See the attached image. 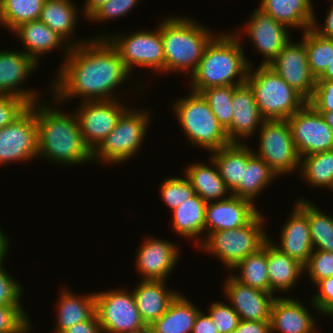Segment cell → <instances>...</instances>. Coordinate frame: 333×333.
<instances>
[{
    "mask_svg": "<svg viewBox=\"0 0 333 333\" xmlns=\"http://www.w3.org/2000/svg\"><path fill=\"white\" fill-rule=\"evenodd\" d=\"M92 38L71 47L64 57L63 65L50 84L56 106L75 96L82 101L113 100L116 98L112 97L114 89L130 81L132 72L110 41Z\"/></svg>",
    "mask_w": 333,
    "mask_h": 333,
    "instance_id": "obj_1",
    "label": "cell"
},
{
    "mask_svg": "<svg viewBox=\"0 0 333 333\" xmlns=\"http://www.w3.org/2000/svg\"><path fill=\"white\" fill-rule=\"evenodd\" d=\"M35 116L40 158L64 165L93 161L92 151L84 143L75 112L64 113L56 106L38 101L35 102Z\"/></svg>",
    "mask_w": 333,
    "mask_h": 333,
    "instance_id": "obj_2",
    "label": "cell"
},
{
    "mask_svg": "<svg viewBox=\"0 0 333 333\" xmlns=\"http://www.w3.org/2000/svg\"><path fill=\"white\" fill-rule=\"evenodd\" d=\"M218 34L207 45L197 69L190 77L191 91L200 93L211 87L238 86L247 80L252 64L247 61L237 31Z\"/></svg>",
    "mask_w": 333,
    "mask_h": 333,
    "instance_id": "obj_3",
    "label": "cell"
},
{
    "mask_svg": "<svg viewBox=\"0 0 333 333\" xmlns=\"http://www.w3.org/2000/svg\"><path fill=\"white\" fill-rule=\"evenodd\" d=\"M188 17L173 16L161 23L165 54V73L197 69L207 45L216 36L208 28Z\"/></svg>",
    "mask_w": 333,
    "mask_h": 333,
    "instance_id": "obj_4",
    "label": "cell"
},
{
    "mask_svg": "<svg viewBox=\"0 0 333 333\" xmlns=\"http://www.w3.org/2000/svg\"><path fill=\"white\" fill-rule=\"evenodd\" d=\"M251 67L246 82L265 120H287L308 102L268 65L260 64L253 71Z\"/></svg>",
    "mask_w": 333,
    "mask_h": 333,
    "instance_id": "obj_5",
    "label": "cell"
},
{
    "mask_svg": "<svg viewBox=\"0 0 333 333\" xmlns=\"http://www.w3.org/2000/svg\"><path fill=\"white\" fill-rule=\"evenodd\" d=\"M173 104L176 120L192 145L214 152L231 144L226 130L201 93L191 91Z\"/></svg>",
    "mask_w": 333,
    "mask_h": 333,
    "instance_id": "obj_6",
    "label": "cell"
},
{
    "mask_svg": "<svg viewBox=\"0 0 333 333\" xmlns=\"http://www.w3.org/2000/svg\"><path fill=\"white\" fill-rule=\"evenodd\" d=\"M264 221V216L259 212L245 226L207 234L202 237L205 239L198 247L218 257L221 263L231 270L240 261L263 247L268 240V234L264 231Z\"/></svg>",
    "mask_w": 333,
    "mask_h": 333,
    "instance_id": "obj_7",
    "label": "cell"
},
{
    "mask_svg": "<svg viewBox=\"0 0 333 333\" xmlns=\"http://www.w3.org/2000/svg\"><path fill=\"white\" fill-rule=\"evenodd\" d=\"M150 115L147 109L134 111L127 107L115 128L92 151L93 161L117 164L133 157L145 141Z\"/></svg>",
    "mask_w": 333,
    "mask_h": 333,
    "instance_id": "obj_8",
    "label": "cell"
},
{
    "mask_svg": "<svg viewBox=\"0 0 333 333\" xmlns=\"http://www.w3.org/2000/svg\"><path fill=\"white\" fill-rule=\"evenodd\" d=\"M108 35V36H107ZM104 36V37H103ZM97 38H107L117 49L120 58L131 72L134 67L143 66L156 72L165 73V54L161 39V23L152 31H136L129 35H100Z\"/></svg>",
    "mask_w": 333,
    "mask_h": 333,
    "instance_id": "obj_9",
    "label": "cell"
},
{
    "mask_svg": "<svg viewBox=\"0 0 333 333\" xmlns=\"http://www.w3.org/2000/svg\"><path fill=\"white\" fill-rule=\"evenodd\" d=\"M259 150L254 152L276 175L300 168V157L295 148L287 120H264L260 126Z\"/></svg>",
    "mask_w": 333,
    "mask_h": 333,
    "instance_id": "obj_10",
    "label": "cell"
},
{
    "mask_svg": "<svg viewBox=\"0 0 333 333\" xmlns=\"http://www.w3.org/2000/svg\"><path fill=\"white\" fill-rule=\"evenodd\" d=\"M129 292L119 288L95 293V311L103 333H124L146 325Z\"/></svg>",
    "mask_w": 333,
    "mask_h": 333,
    "instance_id": "obj_11",
    "label": "cell"
},
{
    "mask_svg": "<svg viewBox=\"0 0 333 333\" xmlns=\"http://www.w3.org/2000/svg\"><path fill=\"white\" fill-rule=\"evenodd\" d=\"M287 121L299 157L333 150V130L309 102Z\"/></svg>",
    "mask_w": 333,
    "mask_h": 333,
    "instance_id": "obj_12",
    "label": "cell"
},
{
    "mask_svg": "<svg viewBox=\"0 0 333 333\" xmlns=\"http://www.w3.org/2000/svg\"><path fill=\"white\" fill-rule=\"evenodd\" d=\"M38 156L35 103L9 125L0 128V165Z\"/></svg>",
    "mask_w": 333,
    "mask_h": 333,
    "instance_id": "obj_13",
    "label": "cell"
},
{
    "mask_svg": "<svg viewBox=\"0 0 333 333\" xmlns=\"http://www.w3.org/2000/svg\"><path fill=\"white\" fill-rule=\"evenodd\" d=\"M76 112L84 143L93 151L115 128L127 109L125 104L113 100L81 101Z\"/></svg>",
    "mask_w": 333,
    "mask_h": 333,
    "instance_id": "obj_14",
    "label": "cell"
},
{
    "mask_svg": "<svg viewBox=\"0 0 333 333\" xmlns=\"http://www.w3.org/2000/svg\"><path fill=\"white\" fill-rule=\"evenodd\" d=\"M268 66L307 101L312 98L317 80L310 71L302 40L295 43L290 40Z\"/></svg>",
    "mask_w": 333,
    "mask_h": 333,
    "instance_id": "obj_15",
    "label": "cell"
},
{
    "mask_svg": "<svg viewBox=\"0 0 333 333\" xmlns=\"http://www.w3.org/2000/svg\"><path fill=\"white\" fill-rule=\"evenodd\" d=\"M244 28L256 52L264 56L261 65H268L290 41L288 27L259 8L253 11Z\"/></svg>",
    "mask_w": 333,
    "mask_h": 333,
    "instance_id": "obj_16",
    "label": "cell"
},
{
    "mask_svg": "<svg viewBox=\"0 0 333 333\" xmlns=\"http://www.w3.org/2000/svg\"><path fill=\"white\" fill-rule=\"evenodd\" d=\"M140 246L135 263L142 276L140 280H166L178 263L180 251L177 243L148 237Z\"/></svg>",
    "mask_w": 333,
    "mask_h": 333,
    "instance_id": "obj_17",
    "label": "cell"
},
{
    "mask_svg": "<svg viewBox=\"0 0 333 333\" xmlns=\"http://www.w3.org/2000/svg\"><path fill=\"white\" fill-rule=\"evenodd\" d=\"M224 293L240 320L270 321L271 307L277 297L272 293L246 286L229 275L223 286Z\"/></svg>",
    "mask_w": 333,
    "mask_h": 333,
    "instance_id": "obj_18",
    "label": "cell"
},
{
    "mask_svg": "<svg viewBox=\"0 0 333 333\" xmlns=\"http://www.w3.org/2000/svg\"><path fill=\"white\" fill-rule=\"evenodd\" d=\"M37 64L23 51H0V93L20 97L30 105L40 101L34 90L20 88Z\"/></svg>",
    "mask_w": 333,
    "mask_h": 333,
    "instance_id": "obj_19",
    "label": "cell"
},
{
    "mask_svg": "<svg viewBox=\"0 0 333 333\" xmlns=\"http://www.w3.org/2000/svg\"><path fill=\"white\" fill-rule=\"evenodd\" d=\"M256 204L250 200L236 197L206 203L205 232L236 229L248 224L258 213Z\"/></svg>",
    "mask_w": 333,
    "mask_h": 333,
    "instance_id": "obj_20",
    "label": "cell"
},
{
    "mask_svg": "<svg viewBox=\"0 0 333 333\" xmlns=\"http://www.w3.org/2000/svg\"><path fill=\"white\" fill-rule=\"evenodd\" d=\"M232 106V123L226 129V133L231 143H243L242 139L253 136L255 129L260 128L265 120L260 114L253 90L247 82L235 86Z\"/></svg>",
    "mask_w": 333,
    "mask_h": 333,
    "instance_id": "obj_21",
    "label": "cell"
},
{
    "mask_svg": "<svg viewBox=\"0 0 333 333\" xmlns=\"http://www.w3.org/2000/svg\"><path fill=\"white\" fill-rule=\"evenodd\" d=\"M315 320L309 310L294 298L277 296L273 301L271 333H319Z\"/></svg>",
    "mask_w": 333,
    "mask_h": 333,
    "instance_id": "obj_22",
    "label": "cell"
},
{
    "mask_svg": "<svg viewBox=\"0 0 333 333\" xmlns=\"http://www.w3.org/2000/svg\"><path fill=\"white\" fill-rule=\"evenodd\" d=\"M280 232V245L272 242L281 252L305 265L314 248L308 216L295 205Z\"/></svg>",
    "mask_w": 333,
    "mask_h": 333,
    "instance_id": "obj_23",
    "label": "cell"
},
{
    "mask_svg": "<svg viewBox=\"0 0 333 333\" xmlns=\"http://www.w3.org/2000/svg\"><path fill=\"white\" fill-rule=\"evenodd\" d=\"M166 280H141L132 293L143 322L151 325L179 294L165 287ZM169 289V290H168Z\"/></svg>",
    "mask_w": 333,
    "mask_h": 333,
    "instance_id": "obj_24",
    "label": "cell"
},
{
    "mask_svg": "<svg viewBox=\"0 0 333 333\" xmlns=\"http://www.w3.org/2000/svg\"><path fill=\"white\" fill-rule=\"evenodd\" d=\"M13 32L22 41L25 49L23 52L31 56L36 62L40 60L38 58L41 55L63 46L65 47V50H63L65 51L64 55L66 54L65 56H67L71 48L60 35L52 31L40 20L23 23Z\"/></svg>",
    "mask_w": 333,
    "mask_h": 333,
    "instance_id": "obj_25",
    "label": "cell"
},
{
    "mask_svg": "<svg viewBox=\"0 0 333 333\" xmlns=\"http://www.w3.org/2000/svg\"><path fill=\"white\" fill-rule=\"evenodd\" d=\"M312 0H261L259 9L286 27L312 28L315 13Z\"/></svg>",
    "mask_w": 333,
    "mask_h": 333,
    "instance_id": "obj_26",
    "label": "cell"
},
{
    "mask_svg": "<svg viewBox=\"0 0 333 333\" xmlns=\"http://www.w3.org/2000/svg\"><path fill=\"white\" fill-rule=\"evenodd\" d=\"M267 240V266L269 275L270 293L288 291L293 288L304 272V265L299 261L281 252L275 245Z\"/></svg>",
    "mask_w": 333,
    "mask_h": 333,
    "instance_id": "obj_27",
    "label": "cell"
},
{
    "mask_svg": "<svg viewBox=\"0 0 333 333\" xmlns=\"http://www.w3.org/2000/svg\"><path fill=\"white\" fill-rule=\"evenodd\" d=\"M199 311V308L179 293L168 309L150 325L151 333H192Z\"/></svg>",
    "mask_w": 333,
    "mask_h": 333,
    "instance_id": "obj_28",
    "label": "cell"
},
{
    "mask_svg": "<svg viewBox=\"0 0 333 333\" xmlns=\"http://www.w3.org/2000/svg\"><path fill=\"white\" fill-rule=\"evenodd\" d=\"M209 162H211L210 166L204 163L187 165L184 175L194 188L195 194L200 196L206 203L215 201V199L216 201L226 199L229 197L227 194L231 193L219 175L214 161L211 160Z\"/></svg>",
    "mask_w": 333,
    "mask_h": 333,
    "instance_id": "obj_29",
    "label": "cell"
},
{
    "mask_svg": "<svg viewBox=\"0 0 333 333\" xmlns=\"http://www.w3.org/2000/svg\"><path fill=\"white\" fill-rule=\"evenodd\" d=\"M205 211L206 202L197 194L183 201L172 211L174 232L184 238L194 239L196 237L198 240L195 238V241L198 247L203 241L199 236L205 233Z\"/></svg>",
    "mask_w": 333,
    "mask_h": 333,
    "instance_id": "obj_30",
    "label": "cell"
},
{
    "mask_svg": "<svg viewBox=\"0 0 333 333\" xmlns=\"http://www.w3.org/2000/svg\"><path fill=\"white\" fill-rule=\"evenodd\" d=\"M211 153L210 160L214 161L219 175L232 191L242 180L243 166H246L254 151L244 143H231Z\"/></svg>",
    "mask_w": 333,
    "mask_h": 333,
    "instance_id": "obj_31",
    "label": "cell"
},
{
    "mask_svg": "<svg viewBox=\"0 0 333 333\" xmlns=\"http://www.w3.org/2000/svg\"><path fill=\"white\" fill-rule=\"evenodd\" d=\"M58 302L55 333H63L74 324L89 320L95 313V293L76 296L68 289L62 290Z\"/></svg>",
    "mask_w": 333,
    "mask_h": 333,
    "instance_id": "obj_32",
    "label": "cell"
},
{
    "mask_svg": "<svg viewBox=\"0 0 333 333\" xmlns=\"http://www.w3.org/2000/svg\"><path fill=\"white\" fill-rule=\"evenodd\" d=\"M76 9L71 0H45L39 20L60 35L70 47L77 46L86 40L72 42L70 38L77 24L79 10Z\"/></svg>",
    "mask_w": 333,
    "mask_h": 333,
    "instance_id": "obj_33",
    "label": "cell"
},
{
    "mask_svg": "<svg viewBox=\"0 0 333 333\" xmlns=\"http://www.w3.org/2000/svg\"><path fill=\"white\" fill-rule=\"evenodd\" d=\"M276 177L275 172L261 158L253 154L246 166H243L242 180L231 194L254 203L256 196Z\"/></svg>",
    "mask_w": 333,
    "mask_h": 333,
    "instance_id": "obj_34",
    "label": "cell"
},
{
    "mask_svg": "<svg viewBox=\"0 0 333 333\" xmlns=\"http://www.w3.org/2000/svg\"><path fill=\"white\" fill-rule=\"evenodd\" d=\"M298 200L295 204L308 216L314 250L333 253V217L320 211L321 209L307 199Z\"/></svg>",
    "mask_w": 333,
    "mask_h": 333,
    "instance_id": "obj_35",
    "label": "cell"
},
{
    "mask_svg": "<svg viewBox=\"0 0 333 333\" xmlns=\"http://www.w3.org/2000/svg\"><path fill=\"white\" fill-rule=\"evenodd\" d=\"M239 271L234 278L240 283L270 293L267 266V241L258 251L240 261L232 271ZM237 276V277H236Z\"/></svg>",
    "mask_w": 333,
    "mask_h": 333,
    "instance_id": "obj_36",
    "label": "cell"
},
{
    "mask_svg": "<svg viewBox=\"0 0 333 333\" xmlns=\"http://www.w3.org/2000/svg\"><path fill=\"white\" fill-rule=\"evenodd\" d=\"M299 170L306 183L333 192V150L300 157Z\"/></svg>",
    "mask_w": 333,
    "mask_h": 333,
    "instance_id": "obj_37",
    "label": "cell"
},
{
    "mask_svg": "<svg viewBox=\"0 0 333 333\" xmlns=\"http://www.w3.org/2000/svg\"><path fill=\"white\" fill-rule=\"evenodd\" d=\"M45 0H0V25L14 31L21 24L39 20Z\"/></svg>",
    "mask_w": 333,
    "mask_h": 333,
    "instance_id": "obj_38",
    "label": "cell"
},
{
    "mask_svg": "<svg viewBox=\"0 0 333 333\" xmlns=\"http://www.w3.org/2000/svg\"><path fill=\"white\" fill-rule=\"evenodd\" d=\"M310 71L316 80L333 60V39L324 38L312 28L303 32Z\"/></svg>",
    "mask_w": 333,
    "mask_h": 333,
    "instance_id": "obj_39",
    "label": "cell"
},
{
    "mask_svg": "<svg viewBox=\"0 0 333 333\" xmlns=\"http://www.w3.org/2000/svg\"><path fill=\"white\" fill-rule=\"evenodd\" d=\"M235 86H217L202 90L200 93L206 99L217 121L226 130L232 123V99Z\"/></svg>",
    "mask_w": 333,
    "mask_h": 333,
    "instance_id": "obj_40",
    "label": "cell"
},
{
    "mask_svg": "<svg viewBox=\"0 0 333 333\" xmlns=\"http://www.w3.org/2000/svg\"><path fill=\"white\" fill-rule=\"evenodd\" d=\"M31 324L22 304L0 305V333H29Z\"/></svg>",
    "mask_w": 333,
    "mask_h": 333,
    "instance_id": "obj_41",
    "label": "cell"
},
{
    "mask_svg": "<svg viewBox=\"0 0 333 333\" xmlns=\"http://www.w3.org/2000/svg\"><path fill=\"white\" fill-rule=\"evenodd\" d=\"M160 193L166 206L171 211L176 209L186 199L195 195V190L188 178L170 177L162 182Z\"/></svg>",
    "mask_w": 333,
    "mask_h": 333,
    "instance_id": "obj_42",
    "label": "cell"
},
{
    "mask_svg": "<svg viewBox=\"0 0 333 333\" xmlns=\"http://www.w3.org/2000/svg\"><path fill=\"white\" fill-rule=\"evenodd\" d=\"M304 272L315 285L318 281L333 276V253L323 250H313Z\"/></svg>",
    "mask_w": 333,
    "mask_h": 333,
    "instance_id": "obj_43",
    "label": "cell"
},
{
    "mask_svg": "<svg viewBox=\"0 0 333 333\" xmlns=\"http://www.w3.org/2000/svg\"><path fill=\"white\" fill-rule=\"evenodd\" d=\"M209 316L216 324L219 333H232L240 322L239 314L230 304L214 302L210 305Z\"/></svg>",
    "mask_w": 333,
    "mask_h": 333,
    "instance_id": "obj_44",
    "label": "cell"
},
{
    "mask_svg": "<svg viewBox=\"0 0 333 333\" xmlns=\"http://www.w3.org/2000/svg\"><path fill=\"white\" fill-rule=\"evenodd\" d=\"M30 104L17 96L0 93V128L18 118Z\"/></svg>",
    "mask_w": 333,
    "mask_h": 333,
    "instance_id": "obj_45",
    "label": "cell"
},
{
    "mask_svg": "<svg viewBox=\"0 0 333 333\" xmlns=\"http://www.w3.org/2000/svg\"><path fill=\"white\" fill-rule=\"evenodd\" d=\"M136 3L138 0H109L89 20H95V22L113 20V18L126 15Z\"/></svg>",
    "mask_w": 333,
    "mask_h": 333,
    "instance_id": "obj_46",
    "label": "cell"
},
{
    "mask_svg": "<svg viewBox=\"0 0 333 333\" xmlns=\"http://www.w3.org/2000/svg\"><path fill=\"white\" fill-rule=\"evenodd\" d=\"M23 288L0 266V305L21 304Z\"/></svg>",
    "mask_w": 333,
    "mask_h": 333,
    "instance_id": "obj_47",
    "label": "cell"
},
{
    "mask_svg": "<svg viewBox=\"0 0 333 333\" xmlns=\"http://www.w3.org/2000/svg\"><path fill=\"white\" fill-rule=\"evenodd\" d=\"M308 102L318 112L333 111V80H317L314 94Z\"/></svg>",
    "mask_w": 333,
    "mask_h": 333,
    "instance_id": "obj_48",
    "label": "cell"
},
{
    "mask_svg": "<svg viewBox=\"0 0 333 333\" xmlns=\"http://www.w3.org/2000/svg\"><path fill=\"white\" fill-rule=\"evenodd\" d=\"M315 286L319 291L311 297V305L319 314L326 315L333 308V276L318 281Z\"/></svg>",
    "mask_w": 333,
    "mask_h": 333,
    "instance_id": "obj_49",
    "label": "cell"
},
{
    "mask_svg": "<svg viewBox=\"0 0 333 333\" xmlns=\"http://www.w3.org/2000/svg\"><path fill=\"white\" fill-rule=\"evenodd\" d=\"M232 333H271V322L240 320Z\"/></svg>",
    "mask_w": 333,
    "mask_h": 333,
    "instance_id": "obj_50",
    "label": "cell"
},
{
    "mask_svg": "<svg viewBox=\"0 0 333 333\" xmlns=\"http://www.w3.org/2000/svg\"><path fill=\"white\" fill-rule=\"evenodd\" d=\"M63 333H103L96 313L87 321L74 324Z\"/></svg>",
    "mask_w": 333,
    "mask_h": 333,
    "instance_id": "obj_51",
    "label": "cell"
},
{
    "mask_svg": "<svg viewBox=\"0 0 333 333\" xmlns=\"http://www.w3.org/2000/svg\"><path fill=\"white\" fill-rule=\"evenodd\" d=\"M192 333H219V331L209 314L201 310L196 316Z\"/></svg>",
    "mask_w": 333,
    "mask_h": 333,
    "instance_id": "obj_52",
    "label": "cell"
},
{
    "mask_svg": "<svg viewBox=\"0 0 333 333\" xmlns=\"http://www.w3.org/2000/svg\"><path fill=\"white\" fill-rule=\"evenodd\" d=\"M331 3H333V1ZM316 21L317 20L315 18L312 29L324 38L333 39V4L330 6L324 22L325 25L322 28L318 27L320 25L317 24L318 22Z\"/></svg>",
    "mask_w": 333,
    "mask_h": 333,
    "instance_id": "obj_53",
    "label": "cell"
},
{
    "mask_svg": "<svg viewBox=\"0 0 333 333\" xmlns=\"http://www.w3.org/2000/svg\"><path fill=\"white\" fill-rule=\"evenodd\" d=\"M109 0H86L84 3V16L89 19L98 9Z\"/></svg>",
    "mask_w": 333,
    "mask_h": 333,
    "instance_id": "obj_54",
    "label": "cell"
},
{
    "mask_svg": "<svg viewBox=\"0 0 333 333\" xmlns=\"http://www.w3.org/2000/svg\"><path fill=\"white\" fill-rule=\"evenodd\" d=\"M9 239L0 228V266L4 264V259L8 253ZM3 263V264H2Z\"/></svg>",
    "mask_w": 333,
    "mask_h": 333,
    "instance_id": "obj_55",
    "label": "cell"
},
{
    "mask_svg": "<svg viewBox=\"0 0 333 333\" xmlns=\"http://www.w3.org/2000/svg\"><path fill=\"white\" fill-rule=\"evenodd\" d=\"M317 80H333V60Z\"/></svg>",
    "mask_w": 333,
    "mask_h": 333,
    "instance_id": "obj_56",
    "label": "cell"
},
{
    "mask_svg": "<svg viewBox=\"0 0 333 333\" xmlns=\"http://www.w3.org/2000/svg\"><path fill=\"white\" fill-rule=\"evenodd\" d=\"M320 113L324 116V118H325L327 124H328V125L330 126V128L333 130V111L320 112Z\"/></svg>",
    "mask_w": 333,
    "mask_h": 333,
    "instance_id": "obj_57",
    "label": "cell"
},
{
    "mask_svg": "<svg viewBox=\"0 0 333 333\" xmlns=\"http://www.w3.org/2000/svg\"><path fill=\"white\" fill-rule=\"evenodd\" d=\"M124 333H151V330H150V326L149 325H145L144 327H141L139 329L130 330V331L124 332Z\"/></svg>",
    "mask_w": 333,
    "mask_h": 333,
    "instance_id": "obj_58",
    "label": "cell"
},
{
    "mask_svg": "<svg viewBox=\"0 0 333 333\" xmlns=\"http://www.w3.org/2000/svg\"><path fill=\"white\" fill-rule=\"evenodd\" d=\"M327 316L330 315V317L332 318L333 317V308L326 314Z\"/></svg>",
    "mask_w": 333,
    "mask_h": 333,
    "instance_id": "obj_59",
    "label": "cell"
}]
</instances>
